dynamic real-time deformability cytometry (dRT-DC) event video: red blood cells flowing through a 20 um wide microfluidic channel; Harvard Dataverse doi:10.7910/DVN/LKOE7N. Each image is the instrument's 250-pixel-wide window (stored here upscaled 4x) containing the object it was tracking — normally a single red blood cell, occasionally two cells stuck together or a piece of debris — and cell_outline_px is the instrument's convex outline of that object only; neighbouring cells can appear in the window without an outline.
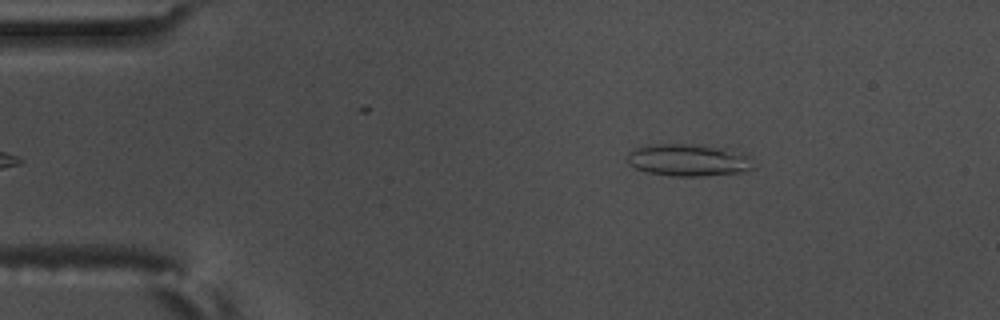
{"species": "common noctule bat (a hibernating species)", "species_latin": "Nyctalus noctula", "temperature_condition": "warm", "stored_images_in_passage": 50, "camera_frame_rate_fps": 3000, "um_per_image_px": 0.085, "animal": {"sex": "male", "body_mass_g": 17.5, "forearm_length_mm": 52.3}, "frame": {"image": 1, "passage_image": 2, "time_ms": 0.333, "image_size_px": [1000, 320], "cell_outline_px": [[756, 168], [744, 172], [700, 176], [676, 176], [648, 172], [636, 168], [628, 164], [628, 152], [636, 148], [656, 144], [688, 144], [720, 148], [744, 152], [748, 156]], "centroid_in_image_um": [58.55, 13.61], "position_along_channel_um": 26.4, "area_um2": 23.47}}
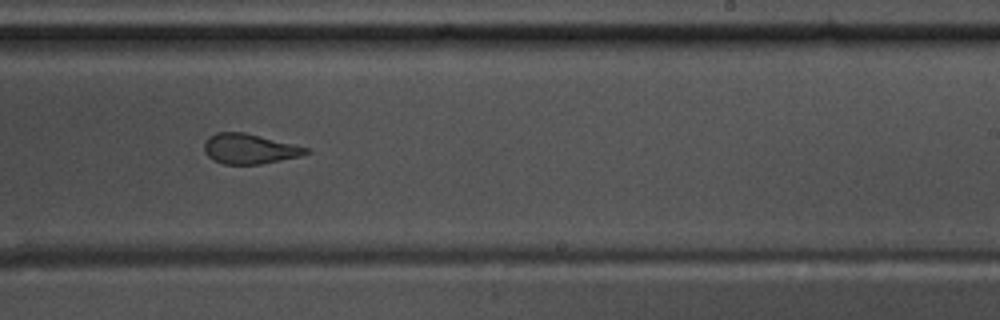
{"frame": {"image": 2, "passage_image": 28, "time_ms": 9.0, "image_size_px": [1000, 320], "cell_outline_px": [[312, 152], [300, 156], [260, 164], [224, 164], [212, 160], [204, 152], [204, 144], [208, 136], [216, 132], [244, 132], [308, 148]], "centroid_in_image_um": [21.16, 12.65], "position_along_channel_um": 267.8, "area_um2": 17.74}}
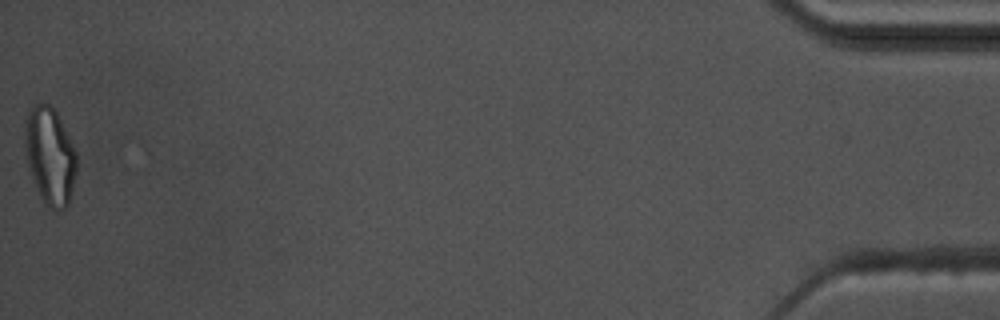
{"frame": {"image": 3, "passage_image": 50, "time_ms": 16.333, "image_size_px": [1000, 320], "cell_outline_px": [[76, 172], [72, 192], [68, 204], [64, 208], [56, 212], [48, 208], [44, 204], [40, 196], [24, 160], [24, 120], [28, 112], [36, 104], [48, 104], [56, 112], [76, 152]], "centroid_in_image_um": [4.2, 13.3], "position_along_channel_um": 431.0, "area_um2": 29.59}, "authors_computed_cell_mechanics": {"area_um2": 19.7676, "velocity_mm_per_s": 3.5702, "shape_relaxation_time_tau1_ms": null, "shape_relaxation_time_tau2_ms": 1.6225, "deformation_change_tau1": null, "deformation_change_tau2": 0.0971}}